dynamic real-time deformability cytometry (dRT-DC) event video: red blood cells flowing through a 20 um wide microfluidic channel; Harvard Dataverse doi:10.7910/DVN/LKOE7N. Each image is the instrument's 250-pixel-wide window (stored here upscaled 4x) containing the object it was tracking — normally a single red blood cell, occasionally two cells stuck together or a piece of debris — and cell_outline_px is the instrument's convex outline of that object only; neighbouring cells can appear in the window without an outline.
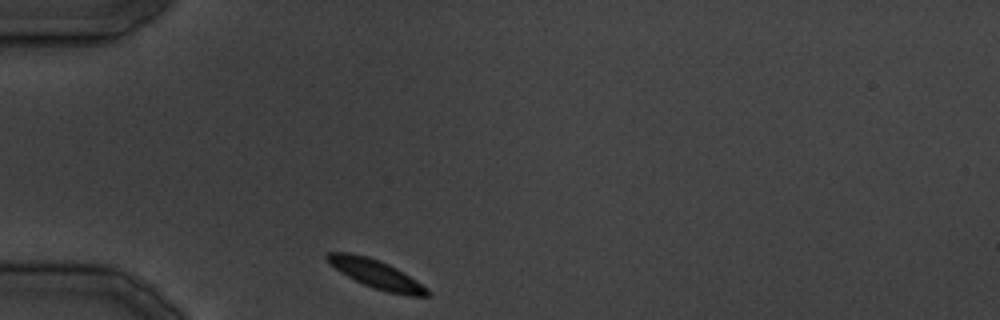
{"species": "common noctule bat (a hibernating species)", "species_latin": "Nyctalus noctula", "temperature_condition": "cold", "stored_images_in_passage": 2, "camera_frame_rate_fps": 3000, "um_per_image_px": 0.085, "animal": {"sex": "male", "body_mass_g": 19.5, "forearm_length_mm": 54.6}, "frame": {"image": 1, "passage_image": 1, "time_ms": 0.0, "image_size_px": [1000, 320], "cell_outline_px": [[432, 292], [428, 296], [408, 296], [388, 292], [364, 284], [348, 276], [336, 268], [324, 256], [328, 252], [352, 252], [368, 256], [380, 260], [396, 268], [416, 280], [428, 288]], "centroid_in_image_um": [32.02, 23.29], "position_along_channel_um": 53.0, "area_um2": 16.47}}